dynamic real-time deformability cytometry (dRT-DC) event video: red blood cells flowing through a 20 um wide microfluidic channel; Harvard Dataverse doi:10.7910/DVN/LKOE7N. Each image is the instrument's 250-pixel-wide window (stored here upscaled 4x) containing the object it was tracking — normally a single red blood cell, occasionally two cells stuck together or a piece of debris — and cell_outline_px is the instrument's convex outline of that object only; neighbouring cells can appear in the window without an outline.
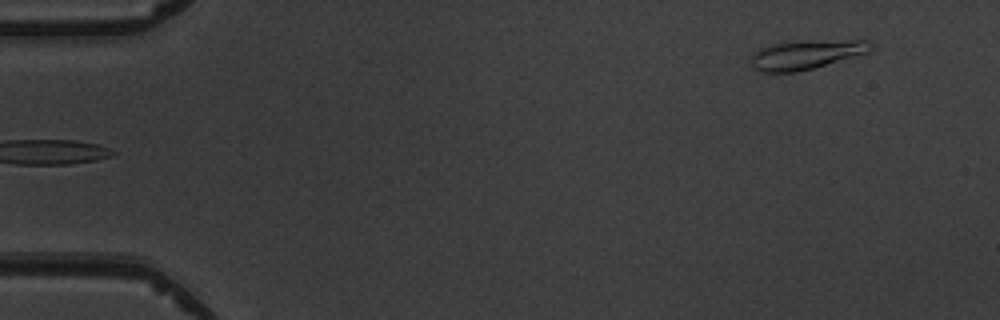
{"species": "common noctule bat (a hibernating species)", "species_latin": "Nyctalus noctula", "temperature_condition": "warm", "stored_images_in_passage": 5, "segment_of_instrument_passage": [2, 2], "camera_frame_rate_fps": 3000, "um_per_image_px": 0.085, "animal": {"sex": "male", "body_mass_g": 19.5, "forearm_length_mm": 54.6}, "frame": {"image": 1, "passage_image": 5, "time_ms": 4.667, "image_size_px": [1000, 320], "cell_outline_px": [[872, 48], [868, 52], [812, 68], [796, 72], [760, 72], [752, 68], [752, 56], [760, 48], [772, 44], [804, 40], [868, 40], [872, 44]], "centroid_in_image_um": [68.51, 4.63], "position_along_channel_um": 16.5, "area_um2": 20.17}}